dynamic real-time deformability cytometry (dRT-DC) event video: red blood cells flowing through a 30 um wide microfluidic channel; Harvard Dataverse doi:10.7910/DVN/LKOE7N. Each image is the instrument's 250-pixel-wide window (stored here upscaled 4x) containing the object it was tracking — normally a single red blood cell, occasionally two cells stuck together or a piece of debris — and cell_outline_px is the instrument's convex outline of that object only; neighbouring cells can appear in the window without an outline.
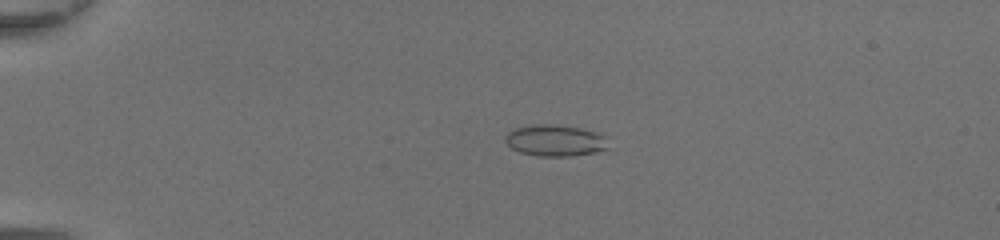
{"species": "common noctule bat (a hibernating species)", "species_latin": "Nyctalus noctula", "temperature_condition": "room temperature", "stored_images_in_passage": 49, "camera_frame_rate_fps": 3000, "um_per_image_px": 0.085, "animal": {"sex": "female", "body_mass_g": 20.0, "forearm_length_mm": 54.0}, "frame": {"image": 1, "passage_image": 13, "time_ms": 4.0, "image_size_px": [1000, 240], "cell_outline_px": [[612, 148], [596, 152], [572, 156], [540, 156], [520, 152], [512, 148], [504, 140], [504, 136], [512, 128], [532, 124], [556, 124], [580, 128], [604, 136]], "centroid_in_image_um": [47.18, 11.94], "position_along_channel_um": 37.8, "area_um2": 19.07}}
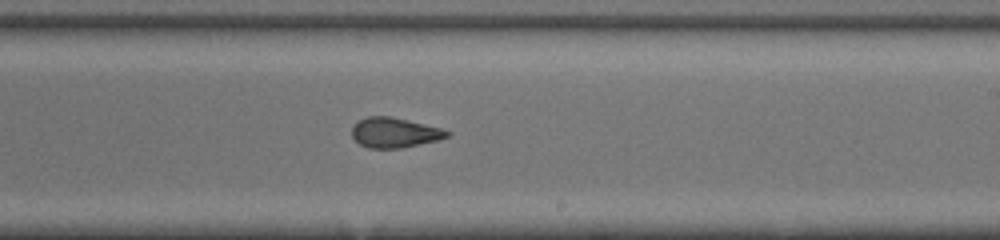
{"frame": {"image": 2, "passage_image": 32, "time_ms": 10.333, "image_size_px": [1000, 240], "cell_outline_px": [[452, 132], [448, 136], [436, 140], [400, 148], [368, 148], [360, 144], [352, 136], [352, 124], [368, 116], [392, 116], [440, 128]], "centroid_in_image_um": [33.5, 11.26], "position_along_channel_um": 255.5, "area_um2": 16.47}}
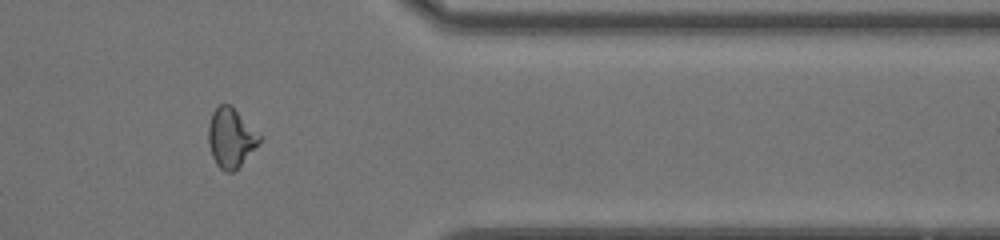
{"frame": {"image": 3, "passage_image": 42, "time_ms": 13.667, "image_size_px": [1000, 240], "cell_outline_px": [[260, 140], [240, 164], [232, 172], [224, 172], [216, 164], [212, 156], [208, 144], [208, 124], [212, 112], [220, 104], [228, 104], [260, 136]], "centroid_in_image_um": [19.54, 11.73], "position_along_channel_um": 391.9, "area_um2": 16.88}, "authors_computed_cell_mechanics": {"area_um2": 17.918, "velocity_mm_per_s": 4.4123, "shape_relaxation_time_tau1_ms": 10.5333, "shape_relaxation_time_tau2_ms": 0.8997, "deformation_change_tau1": 0.2084, "deformation_change_tau2": 0.0575}}